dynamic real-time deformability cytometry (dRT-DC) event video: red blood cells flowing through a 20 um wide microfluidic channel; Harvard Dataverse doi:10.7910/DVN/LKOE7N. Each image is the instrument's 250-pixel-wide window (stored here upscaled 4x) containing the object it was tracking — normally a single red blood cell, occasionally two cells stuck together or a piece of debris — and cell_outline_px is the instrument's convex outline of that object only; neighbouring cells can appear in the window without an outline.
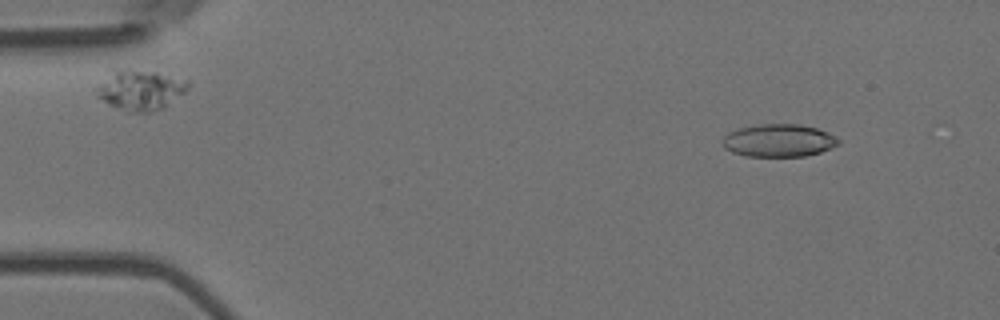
{"species": "Egyptian fruit bat (a non-hibernating species)", "species_latin": "Rousettus aegyptiacus", "temperature_condition": "room temperature", "stored_images_in_passage": 4, "camera_frame_rate_fps": 3000, "um_per_image_px": 0.085, "animal": {"sex": "female"}, "frame": {"image": 1, "passage_image": 2, "time_ms": 0.333, "image_size_px": [1000, 320], "cell_outline_px": [[840, 144], [820, 152], [804, 156], [744, 156], [732, 152], [724, 148], [720, 144], [720, 140], [728, 132], [736, 128], [760, 124], [800, 124], [816, 128], [828, 132], [836, 136], [840, 140]], "centroid_in_image_um": [66.15, 11.94], "position_along_channel_um": 18.9, "area_um2": 22.43}}